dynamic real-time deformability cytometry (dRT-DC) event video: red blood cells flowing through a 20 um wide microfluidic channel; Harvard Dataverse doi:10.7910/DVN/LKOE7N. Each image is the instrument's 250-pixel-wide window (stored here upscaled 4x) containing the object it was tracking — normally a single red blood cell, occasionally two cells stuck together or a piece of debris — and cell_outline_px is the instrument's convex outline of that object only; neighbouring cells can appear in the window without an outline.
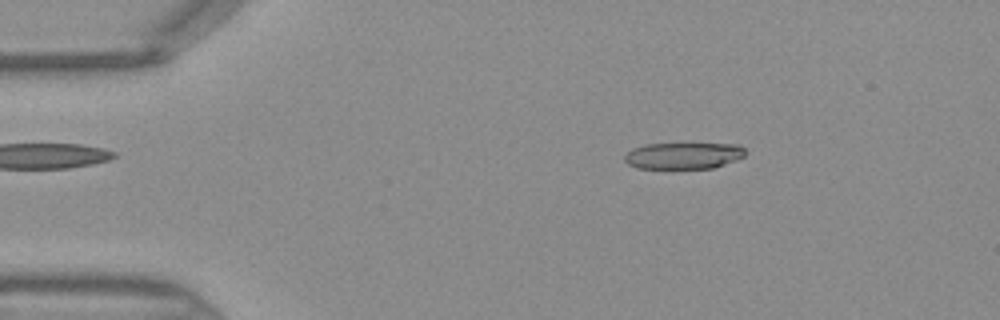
{"species": "Egyptian fruit bat (a non-hibernating species)", "species_latin": "Rousettus aegyptiacus", "temperature_condition": "warm", "stored_images_in_passage": 45, "camera_frame_rate_fps": 3000, "um_per_image_px": 0.085, "frame": {"image": 1, "passage_image": 7, "time_ms": 2.0, "image_size_px": [1000, 320], "cell_outline_px": [[744, 156], [736, 160], [712, 168], [636, 168], [628, 164], [624, 160], [624, 156], [632, 148], [648, 144], [740, 144], [744, 148]], "centroid_in_image_um": [58.08, 13.23], "position_along_channel_um": 26.9, "area_um2": 18.5}}
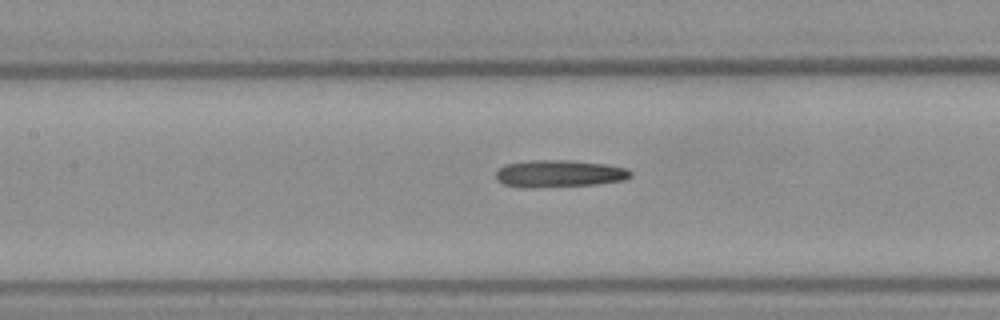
{"frame": {"image": 2, "passage_image": 20, "time_ms": 6.333, "image_size_px": [1000, 320], "cell_outline_px": [[632, 176], [624, 180], [596, 184], [532, 188], [520, 188], [504, 184], [496, 180], [496, 172], [500, 168], [508, 164], [532, 160], [568, 160], [608, 164], [628, 168], [632, 172]], "centroid_in_image_um": [47.55, 14.76], "position_along_channel_um": 159.8, "area_um2": 21.5}}
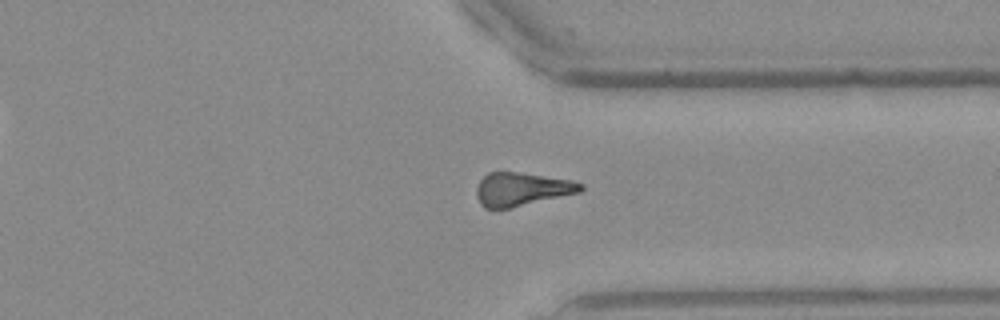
{"frame": {"image": 3, "passage_image": 34, "time_ms": 11.0, "image_size_px": [1000, 320], "cell_outline_px": [[584, 188], [580, 192], [512, 208], [484, 208], [480, 204], [476, 196], [476, 188], [480, 180], [488, 172], [520, 172], [572, 180], [584, 184]], "centroid_in_image_um": [44.34, 16.08], "position_along_channel_um": 367.1, "area_um2": 20.4}}